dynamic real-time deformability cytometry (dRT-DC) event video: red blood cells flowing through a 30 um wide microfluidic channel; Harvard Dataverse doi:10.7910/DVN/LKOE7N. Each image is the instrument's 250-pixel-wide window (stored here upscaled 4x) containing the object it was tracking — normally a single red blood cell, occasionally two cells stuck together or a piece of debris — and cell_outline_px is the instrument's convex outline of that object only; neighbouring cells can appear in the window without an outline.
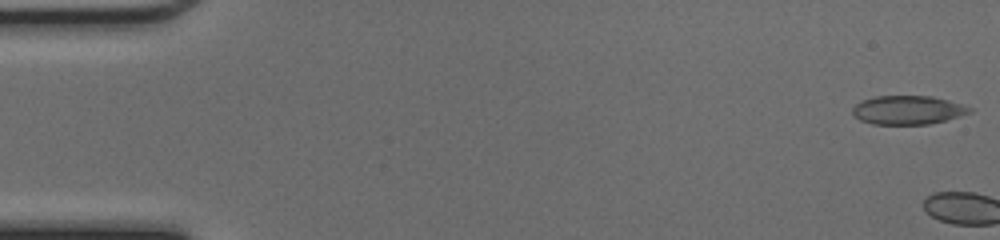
{"species": "common noctule bat (a hibernating species)", "species_latin": "Nyctalus noctula", "temperature_condition": "cold", "stored_images_in_passage": 3, "camera_frame_rate_fps": 3000, "um_per_image_px": 0.085, "animal": {"sex": "female", "body_mass_g": 17.0, "forearm_length_mm": 48.0}, "frame": {"image": 1, "passage_image": 1, "time_ms": 0.0, "image_size_px": [1000, 240], "cell_outline_px": [[972, 112], [944, 120], [928, 124], [872, 124], [860, 120], [852, 116], [852, 108], [860, 100], [876, 96], [932, 96], [948, 100], [972, 108]], "centroid_in_image_um": [77.1, 9.35], "position_along_channel_um": 7.9, "area_um2": 19.59}}